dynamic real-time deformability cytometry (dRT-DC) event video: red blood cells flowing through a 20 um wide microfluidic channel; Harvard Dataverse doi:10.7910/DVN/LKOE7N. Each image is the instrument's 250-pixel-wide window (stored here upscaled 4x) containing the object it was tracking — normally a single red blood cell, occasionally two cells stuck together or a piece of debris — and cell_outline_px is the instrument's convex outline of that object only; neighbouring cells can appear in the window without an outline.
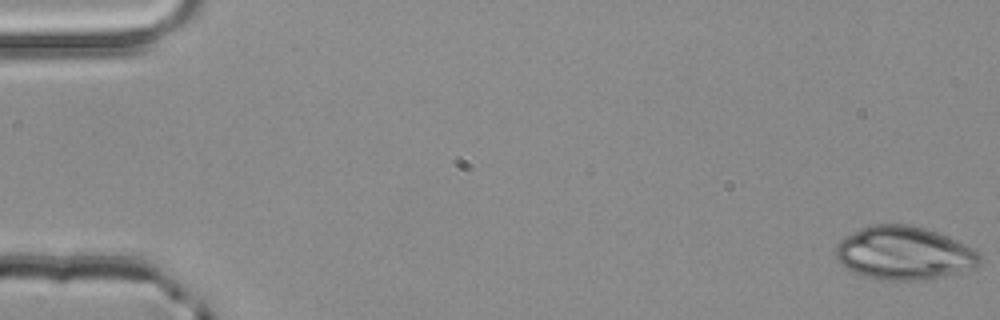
{"species": "common noctule bat (a hibernating species)", "species_latin": "Nyctalus noctula", "temperature_condition": "room temperature", "stored_images_in_passage": 4, "camera_frame_rate_fps": 3000, "um_per_image_px": 0.085, "animal": {"sex": "male", "body_mass_g": 20.4}, "frame": {"image": 1, "passage_image": 1, "time_ms": 0.0, "image_size_px": [1000, 320], "cell_outline_px": [[980, 264], [976, 268], [944, 276], [924, 280], [872, 280], [840, 264], [832, 252], [836, 244], [840, 240], [872, 224], [908, 224], [924, 228], [936, 232], [956, 240], [980, 252]], "centroid_in_image_um": [76.84, 21.53], "position_along_channel_um": 8.2, "area_um2": 44.85}}